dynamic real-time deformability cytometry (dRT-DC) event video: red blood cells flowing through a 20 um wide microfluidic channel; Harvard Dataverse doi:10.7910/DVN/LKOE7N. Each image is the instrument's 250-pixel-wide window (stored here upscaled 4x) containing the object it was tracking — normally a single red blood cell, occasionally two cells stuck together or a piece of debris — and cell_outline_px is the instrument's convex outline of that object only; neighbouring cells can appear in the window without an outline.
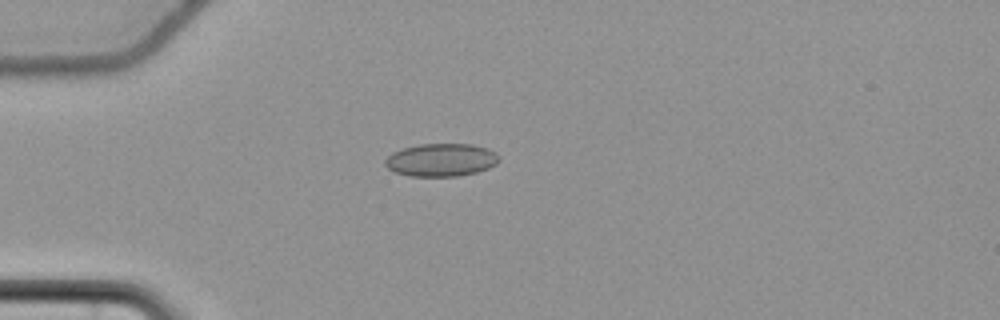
{"species": "common noctule bat (a hibernating species)", "species_latin": "Nyctalus noctula", "temperature_condition": "cold", "stored_images_in_passage": 42, "camera_frame_rate_fps": 3000, "um_per_image_px": 0.085, "animal": {"sex": "female", "body_mass_g": 22.7, "forearm_length_mm": 54.2}, "frame": {"image": 1, "passage_image": 1, "time_ms": 0.0, "image_size_px": [1000, 320], "cell_outline_px": [[500, 160], [496, 164], [488, 168], [476, 172], [456, 176], [408, 176], [396, 172], [388, 168], [384, 164], [384, 160], [392, 152], [404, 148], [420, 144], [472, 144], [488, 148], [496, 152], [500, 156]], "centroid_in_image_um": [37.51, 13.59], "position_along_channel_um": 47.5, "area_um2": 21.91}}
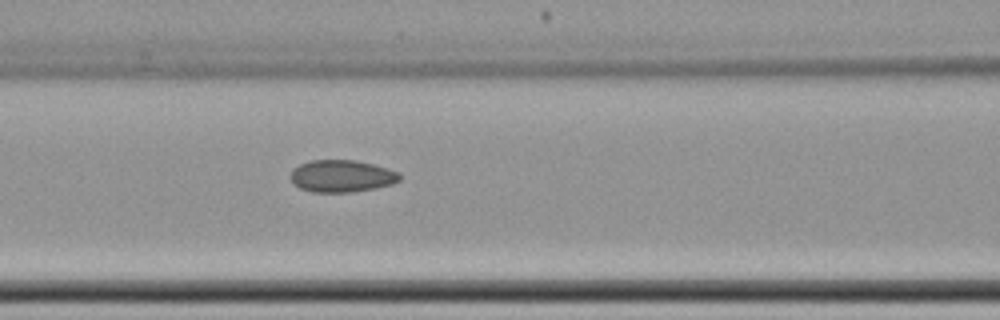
{"frame": {"image": 2, "passage_image": 10, "time_ms": 3.0, "image_size_px": [1000, 320], "cell_outline_px": [[400, 180], [392, 184], [376, 188], [348, 192], [312, 192], [300, 188], [288, 176], [292, 168], [300, 164], [312, 160], [356, 160], [388, 168], [396, 172], [400, 176]], "centroid_in_image_um": [29.01, 14.96], "position_along_channel_um": 137.6, "area_um2": 20.4}}
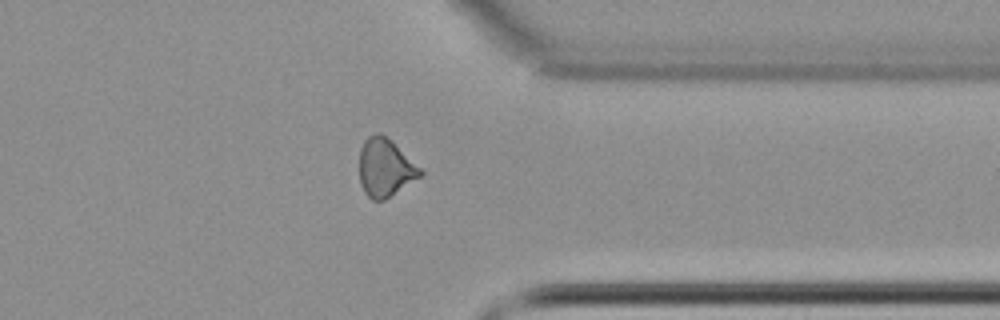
{"frame": {"image": 3, "passage_image": 30, "time_ms": 9.667, "image_size_px": [1000, 320], "cell_outline_px": [[424, 172], [420, 176], [384, 200], [372, 200], [364, 192], [360, 184], [360, 148], [364, 140], [368, 136], [376, 132], [380, 132], [420, 168]], "centroid_in_image_um": [32.69, 14.26], "position_along_channel_um": 378.7, "area_um2": 20.06}, "authors_computed_cell_mechanics": {"area_um2": 20.3167, "velocity_mm_per_s": 3.682, "shape_relaxation_time_tau1_ms": null, "shape_relaxation_time_tau2_ms": 2.0348, "deformation_change_tau1": null, "deformation_change_tau2": 0.0784}}